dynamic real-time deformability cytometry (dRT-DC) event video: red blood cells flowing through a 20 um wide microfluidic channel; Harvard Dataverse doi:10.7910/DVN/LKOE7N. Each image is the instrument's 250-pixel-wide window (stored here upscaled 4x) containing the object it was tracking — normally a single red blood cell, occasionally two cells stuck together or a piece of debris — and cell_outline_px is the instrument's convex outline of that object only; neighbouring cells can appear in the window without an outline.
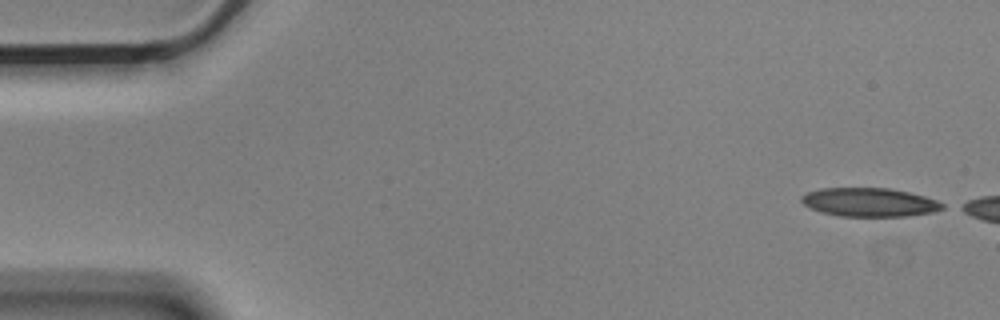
{"species": "Egyptian fruit bat (a non-hibernating species)", "species_latin": "Rousettus aegyptiacus", "temperature_condition": "cold", "stored_images_in_passage": 13, "camera_frame_rate_fps": 3000, "um_per_image_px": 0.085, "animal": {"sex": "male"}, "frame": {"image": 1, "passage_image": 1, "time_ms": 0.0, "image_size_px": [1000, 320], "cell_outline_px": [[944, 208], [932, 212], [908, 216], [840, 216], [820, 212], [804, 204], [800, 200], [800, 196], [808, 192], [820, 188], [888, 188], [908, 192], [924, 196], [936, 200], [944, 204]], "centroid_in_image_um": [73.88, 17.19], "position_along_channel_um": 11.1, "area_um2": 23.47}}